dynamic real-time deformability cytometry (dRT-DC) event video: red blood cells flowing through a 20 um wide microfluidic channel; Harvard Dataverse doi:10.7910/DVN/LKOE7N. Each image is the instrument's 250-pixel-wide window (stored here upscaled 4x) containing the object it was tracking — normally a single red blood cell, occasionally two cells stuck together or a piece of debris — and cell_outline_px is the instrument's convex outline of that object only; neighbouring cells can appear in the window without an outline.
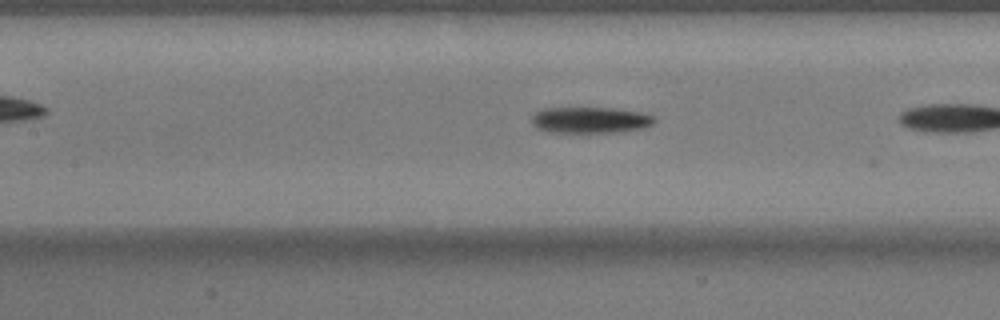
{"species": "common noctule bat (a hibernating species)", "species_latin": "Nyctalus noctula", "temperature_condition": "warm", "stored_images_in_passage": 9, "segment_of_instrument_passage": [2, 2], "camera_frame_rate_fps": 3000, "um_per_image_px": 0.085, "animal": {"sex": "male", "body_mass_g": 17.9}, "frame": {"image": 1, "passage_image": 7, "time_ms": 2.0, "image_size_px": [1000, 320], "cell_outline_px": [[656, 120], [652, 124], [644, 128], [616, 132], [552, 132], [536, 128], [532, 124], [532, 116], [536, 112], [544, 108], [616, 108], [640, 112], [656, 116]], "centroid_in_image_um": [50.2, 10.2], "position_along_channel_um": 157.2, "area_um2": 18.73}}